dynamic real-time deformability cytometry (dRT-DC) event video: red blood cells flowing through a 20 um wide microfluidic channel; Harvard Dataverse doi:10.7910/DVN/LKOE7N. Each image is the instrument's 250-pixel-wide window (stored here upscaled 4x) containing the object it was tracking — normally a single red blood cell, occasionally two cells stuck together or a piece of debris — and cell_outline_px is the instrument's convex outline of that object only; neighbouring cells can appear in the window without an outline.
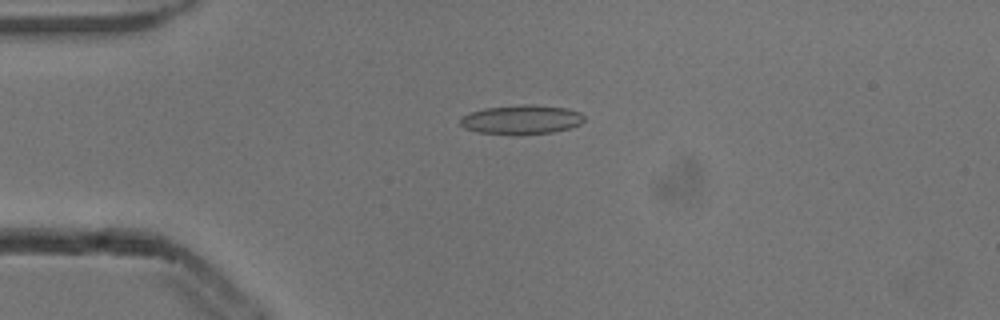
{"species": "common noctule bat (a hibernating species)", "species_latin": "Nyctalus noctula", "temperature_condition": "cold", "stored_images_in_passage": 2, "camera_frame_rate_fps": 3000, "um_per_image_px": 0.085, "animal": {"sex": "male", "body_mass_g": 13.3}, "frame": {"image": 1, "passage_image": 2, "time_ms": 0.333, "image_size_px": [1000, 320], "cell_outline_px": [[584, 120], [580, 124], [572, 128], [552, 132], [476, 132], [464, 128], [460, 124], [460, 116], [484, 108], [524, 104], [536, 104], [568, 108], [580, 112], [584, 116]], "centroid_in_image_um": [44.35, 10.12], "position_along_channel_um": 40.6, "area_um2": 20.58}}